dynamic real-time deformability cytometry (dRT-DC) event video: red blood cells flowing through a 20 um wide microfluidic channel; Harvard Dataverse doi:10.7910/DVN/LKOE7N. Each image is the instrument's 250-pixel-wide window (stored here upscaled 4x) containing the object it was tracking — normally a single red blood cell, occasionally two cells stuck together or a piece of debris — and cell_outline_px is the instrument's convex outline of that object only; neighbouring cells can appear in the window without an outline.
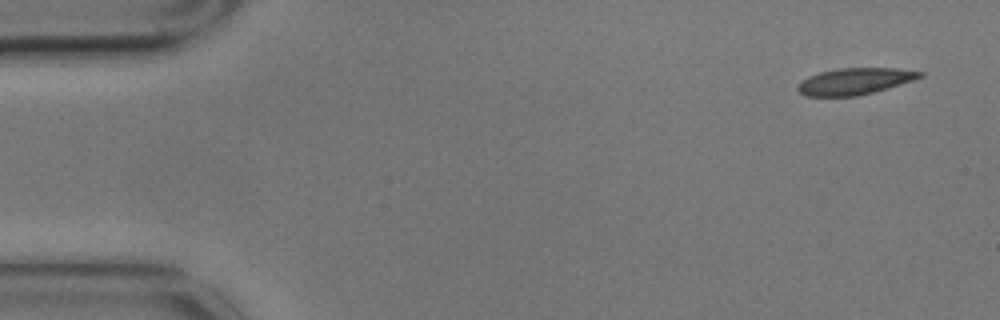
{"species": "common noctule bat (a hibernating species)", "species_latin": "Nyctalus noctula", "temperature_condition": "cold", "stored_images_in_passage": 6, "camera_frame_rate_fps": 3000, "um_per_image_px": 0.085, "animal": {"sex": "male", "body_mass_g": 17.9}, "frame": {"image": 1, "passage_image": 1, "time_ms": 0.0, "image_size_px": [1000, 320], "cell_outline_px": [[924, 76], [888, 88], [856, 96], [804, 96], [796, 88], [796, 84], [800, 80], [808, 76], [820, 72], [836, 68], [896, 68], [924, 72]], "centroid_in_image_um": [72.6, 6.9], "position_along_channel_um": 12.4, "area_um2": 18.96}}
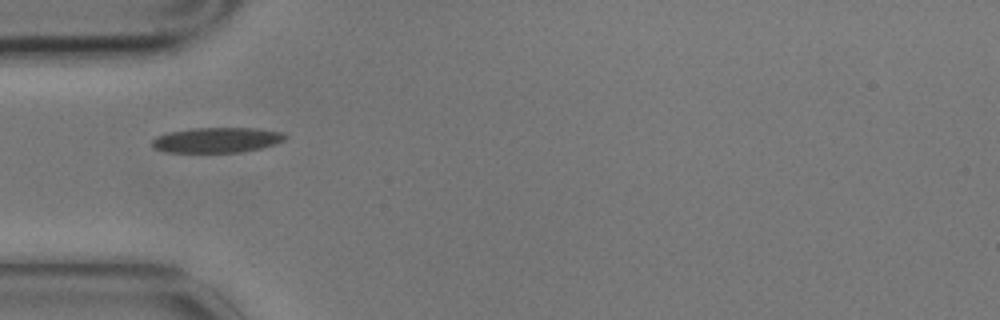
{"frame": {"image": 2, "passage_image": 5, "time_ms": 1.333, "image_size_px": [1000, 320], "cell_outline_px": [[288, 136], [284, 140], [276, 144], [260, 148], [240, 152], [164, 152], [152, 148], [152, 140], [156, 136], [168, 132], [192, 128], [256, 128], [284, 132]], "centroid_in_image_um": [18.43, 11.9], "position_along_channel_um": 66.6, "area_um2": 19.71}}